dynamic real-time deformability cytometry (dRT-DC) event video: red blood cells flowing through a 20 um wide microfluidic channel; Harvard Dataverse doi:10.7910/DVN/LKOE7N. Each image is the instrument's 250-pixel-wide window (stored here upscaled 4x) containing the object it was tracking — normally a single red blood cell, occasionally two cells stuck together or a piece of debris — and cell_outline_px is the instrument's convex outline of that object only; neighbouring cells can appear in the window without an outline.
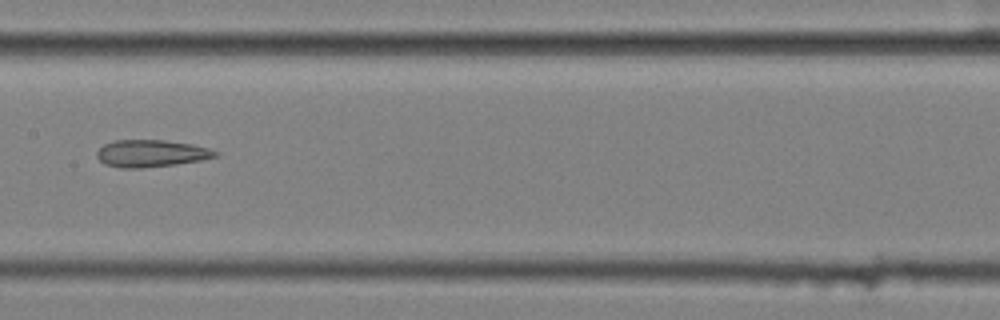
{"species": "common noctule bat (a hibernating species)", "species_latin": "Nyctalus noctula", "temperature_condition": "cold", "stored_images_in_passage": 13, "camera_frame_rate_fps": 3000, "um_per_image_px": 0.085, "animal": {"sex": "female", "body_mass_g": 25.1}, "frame": {"image": 1, "passage_image": 8, "time_ms": 2.333, "image_size_px": [1000, 320], "cell_outline_px": [[220, 152], [216, 156], [200, 160], [176, 164], [140, 168], [120, 168], [104, 164], [96, 156], [96, 152], [104, 144], [116, 140], [164, 140], [192, 144], [208, 148]], "centroid_in_image_um": [12.82, 13.04], "position_along_channel_um": 194.6, "area_um2": 18.67}}
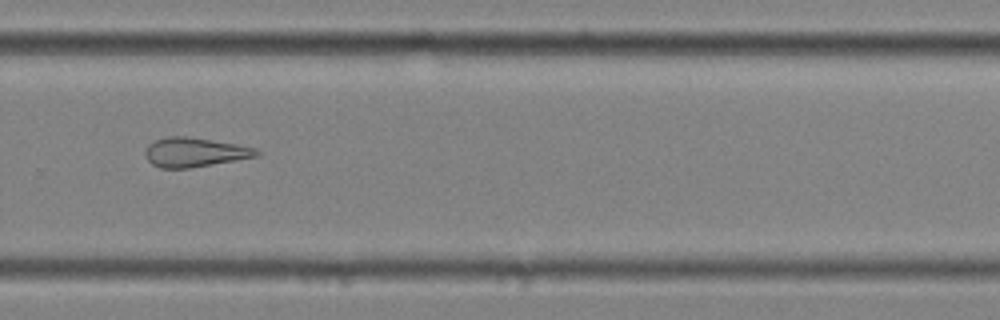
{"frame": {"image": 2, "passage_image": 11, "time_ms": 3.333, "image_size_px": [1000, 320], "cell_outline_px": [[260, 156], [188, 168], [160, 168], [152, 164], [148, 160], [144, 152], [148, 144], [156, 140], [168, 136], [184, 136], [236, 144], [256, 148], [260, 152]], "centroid_in_image_um": [16.54, 12.94], "position_along_channel_um": 313.3, "area_um2": 18.84}}
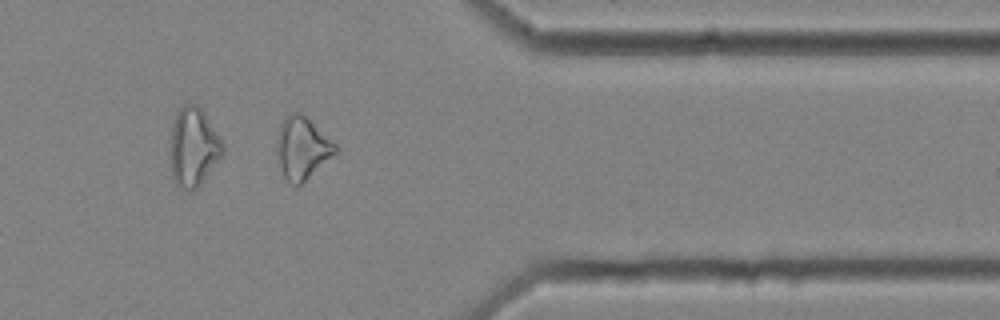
{"frame": {"image": 3, "passage_image": 13, "time_ms": 4.0, "image_size_px": [1000, 320], "cell_outline_px": [[340, 152], [300, 184], [292, 184], [284, 176], [280, 164], [276, 148], [276, 136], [284, 120], [292, 112], [300, 112], [336, 144], [340, 148]], "centroid_in_image_um": [25.73, 12.59], "position_along_channel_um": 385.7, "area_um2": 20.92}}